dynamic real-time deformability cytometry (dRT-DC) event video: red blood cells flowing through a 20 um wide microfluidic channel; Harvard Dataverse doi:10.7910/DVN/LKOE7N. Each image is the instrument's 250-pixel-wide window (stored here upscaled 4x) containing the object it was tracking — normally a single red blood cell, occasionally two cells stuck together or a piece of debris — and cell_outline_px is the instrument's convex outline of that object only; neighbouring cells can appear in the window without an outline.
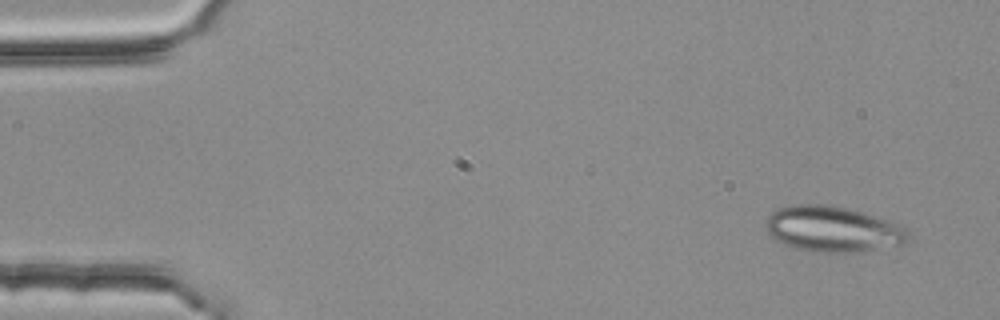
{"species": "common noctule bat (a hibernating species)", "species_latin": "Nyctalus noctula", "temperature_condition": "room temperature", "stored_images_in_passage": 5, "camera_frame_rate_fps": 3000, "um_per_image_px": 0.085, "animal": {"sex": "female", "body_mass_g": 25.1}, "frame": {"image": 1, "passage_image": 5, "time_ms": 1.333, "image_size_px": [1000, 320], "cell_outline_px": [[908, 240], [904, 244], [856, 252], [820, 252], [796, 248], [784, 244], [772, 236], [764, 228], [764, 220], [776, 208], [796, 204], [828, 204], [860, 212], [888, 220], [900, 224], [908, 228]], "centroid_in_image_um": [70.77, 19.46], "position_along_channel_um": 14.2, "area_um2": 37.86}}